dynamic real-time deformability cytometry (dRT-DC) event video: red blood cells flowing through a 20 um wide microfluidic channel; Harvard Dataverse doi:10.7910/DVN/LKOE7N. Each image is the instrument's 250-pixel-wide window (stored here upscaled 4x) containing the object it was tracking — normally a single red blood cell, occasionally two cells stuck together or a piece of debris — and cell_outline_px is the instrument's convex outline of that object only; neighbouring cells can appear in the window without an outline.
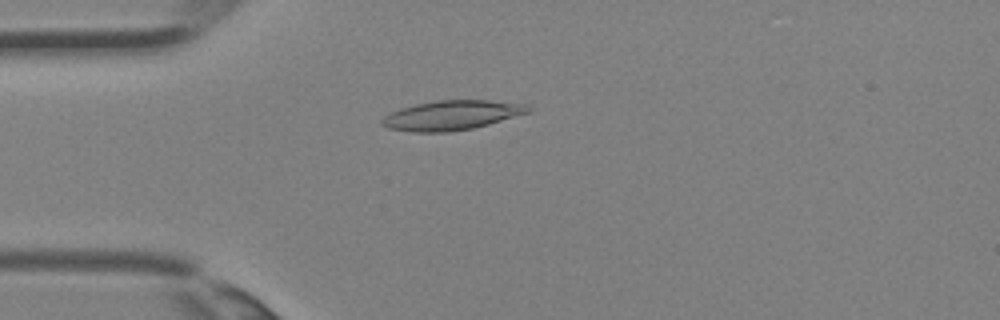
{"species": "Egyptian fruit bat (a non-hibernating species)", "species_latin": "Rousettus aegyptiacus", "temperature_condition": "room temperature", "stored_images_in_passage": 33, "camera_frame_rate_fps": 3000, "um_per_image_px": 0.085, "animal": {"sex": "female"}, "frame": {"image": 1, "passage_image": 7, "time_ms": 2.0, "image_size_px": [1000, 320], "cell_outline_px": [[532, 112], [488, 124], [472, 128], [448, 132], [412, 132], [388, 128], [380, 124], [380, 120], [384, 116], [400, 108], [416, 104], [436, 100], [488, 100], [528, 104], [532, 108]], "centroid_in_image_um": [38.41, 9.79], "position_along_channel_um": 46.6, "area_um2": 25.32}}
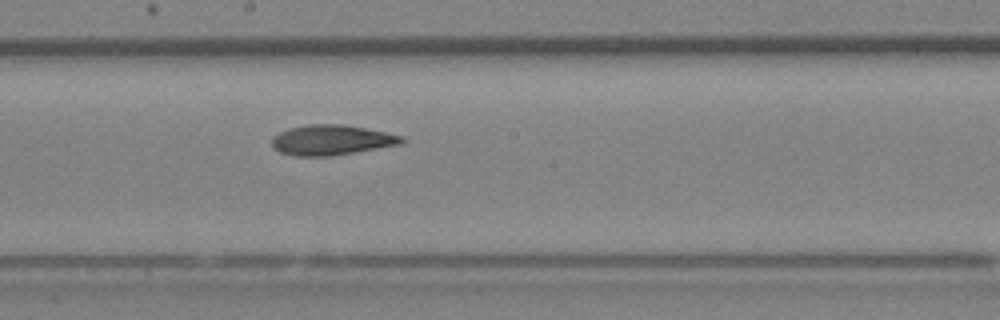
{"frame": {"image": 2, "passage_image": 17, "time_ms": 5.333, "image_size_px": [1000, 320], "cell_outline_px": [[404, 140], [400, 144], [332, 156], [292, 156], [280, 152], [272, 148], [272, 136], [288, 128], [308, 124], [344, 124], [404, 136]], "centroid_in_image_um": [28.12, 11.9], "position_along_channel_um": 220.1, "area_um2": 22.83}}
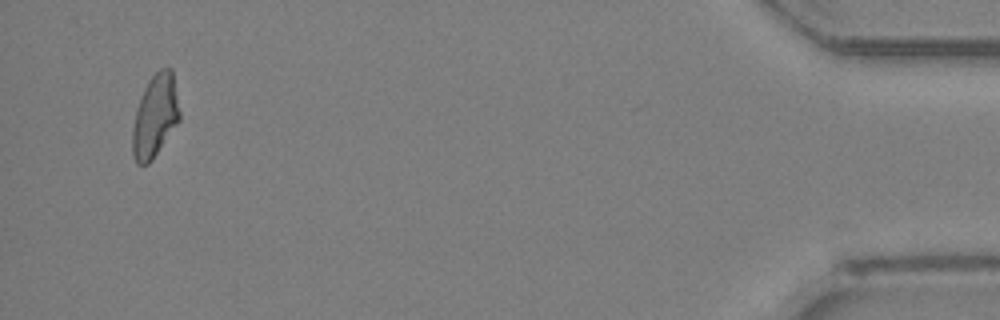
{"frame": {"image": 3, "passage_image": 32, "time_ms": 10.333, "image_size_px": [1000, 320], "cell_outline_px": [[180, 120], [152, 160], [148, 164], [136, 164], [132, 156], [132, 128], [136, 108], [144, 88], [148, 80], [160, 68], [172, 68], [180, 112]], "centroid_in_image_um": [13.17, 9.87], "position_along_channel_um": 422.0, "area_um2": 22.83}}